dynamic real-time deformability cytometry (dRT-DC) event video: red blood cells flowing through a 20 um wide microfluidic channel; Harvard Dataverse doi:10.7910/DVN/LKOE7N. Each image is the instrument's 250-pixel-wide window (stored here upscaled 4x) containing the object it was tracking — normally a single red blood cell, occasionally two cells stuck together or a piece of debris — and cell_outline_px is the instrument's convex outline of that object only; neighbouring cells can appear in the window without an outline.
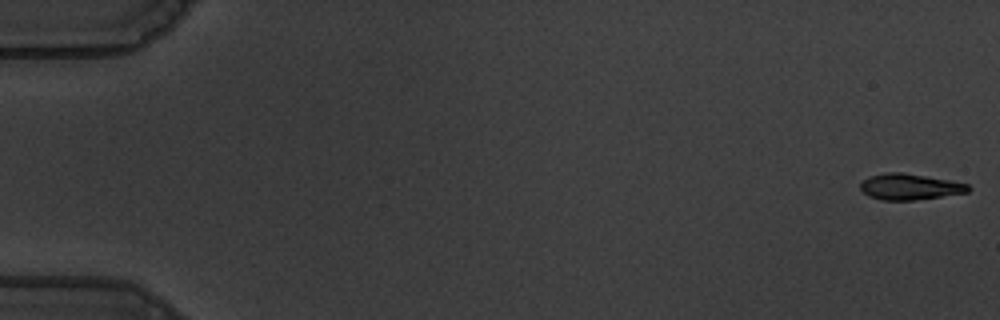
{"species": "common noctule bat (a hibernating species)", "species_latin": "Nyctalus noctula", "temperature_condition": "warm", "stored_images_in_passage": 57, "camera_frame_rate_fps": 3000, "um_per_image_px": 0.085, "animal": {"sex": "male", "body_mass_g": 19.5, "forearm_length_mm": 54.6}, "frame": {"image": 1, "passage_image": 1, "time_ms": 0.0, "image_size_px": [1000, 320], "cell_outline_px": [[972, 188], [968, 192], [912, 200], [884, 200], [868, 196], [860, 188], [860, 184], [868, 176], [884, 172], [904, 172], [952, 180], [968, 184]], "centroid_in_image_um": [77.33, 15.85], "position_along_channel_um": 7.7, "area_um2": 16.42}}
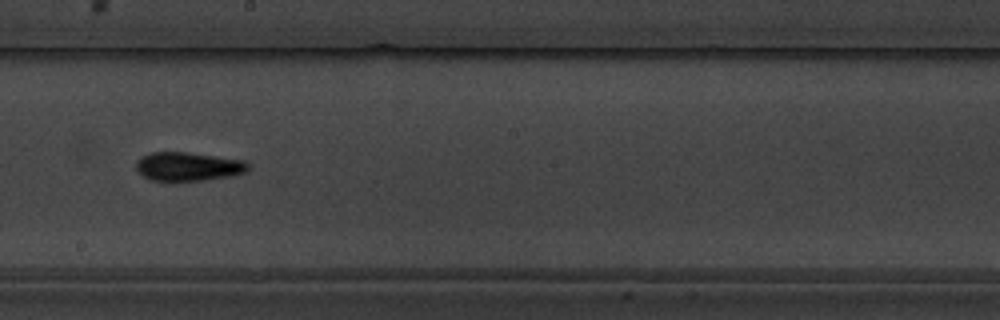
{"frame": {"image": 2, "passage_image": 33, "time_ms": 10.667, "image_size_px": [1000, 320], "cell_outline_px": [[252, 164], [248, 172], [232, 176], [176, 184], [152, 180], [144, 176], [136, 168], [136, 160], [140, 156], [152, 152], [188, 152], [248, 160]], "centroid_in_image_um": [16.05, 14.18], "position_along_channel_um": 232.1, "area_um2": 19.83}}
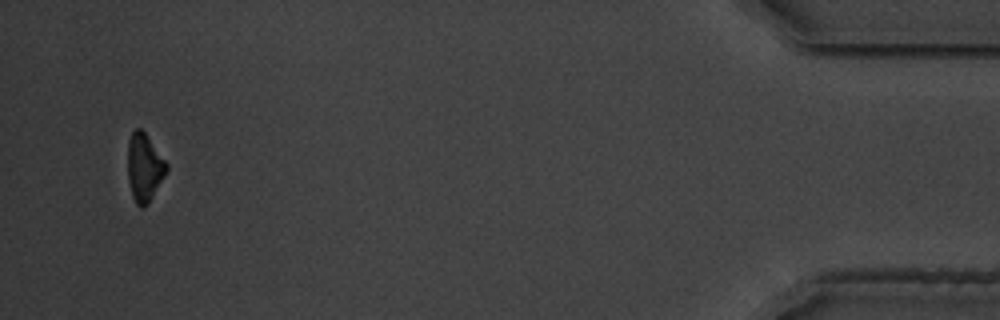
{"frame": {"image": 3, "passage_image": 55, "time_ms": 18.0, "image_size_px": [1000, 320], "cell_outline_px": [[168, 168], [164, 176], [148, 204], [144, 208], [140, 208], [136, 204], [132, 196], [128, 180], [128, 140], [132, 132], [136, 128], [140, 128], [144, 132], [168, 164]], "centroid_in_image_um": [12.25, 14.26], "position_along_channel_um": 422.9, "area_um2": 15.26}, "authors_computed_cell_mechanics": {"area_um2": 17.34, "velocity_mm_per_s": 3.6288, "shape_relaxation_time_tau1_ms": 3.1189, "shape_relaxation_time_tau2_ms": 4.3676, "deformation_change_tau1": 0.1868, "deformation_change_tau2": 0.1482}}